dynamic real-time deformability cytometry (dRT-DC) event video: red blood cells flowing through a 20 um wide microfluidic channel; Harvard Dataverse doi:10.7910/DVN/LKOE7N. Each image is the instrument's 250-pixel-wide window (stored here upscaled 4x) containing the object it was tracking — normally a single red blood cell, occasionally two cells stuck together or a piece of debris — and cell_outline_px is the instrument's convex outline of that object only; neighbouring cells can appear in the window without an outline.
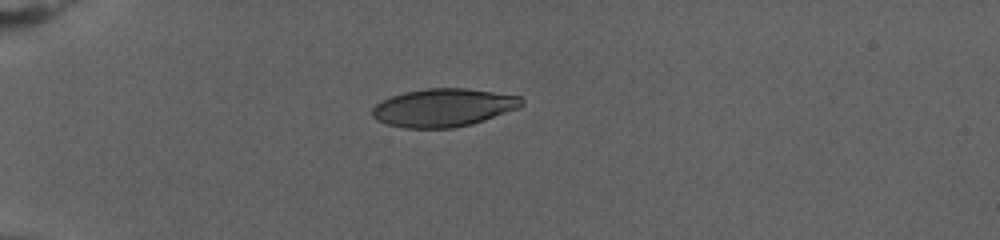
{"species": "human", "species_latin": "Homo sapiens", "temperature_condition": "warm", "stored_images_in_passage": 57, "camera_frame_rate_fps": 3000, "um_per_image_px": 0.085, "donor": {"sex": "female"}, "frame": {"image": 1, "passage_image": 1, "time_ms": 0.0, "image_size_px": [1000, 240], "cell_outline_px": [[524, 104], [520, 108], [472, 124], [452, 128], [404, 128], [388, 124], [376, 120], [372, 116], [372, 108], [380, 100], [404, 92], [428, 88], [464, 88], [520, 96], [524, 100]], "centroid_in_image_um": [37.69, 9.15], "position_along_channel_um": 47.3, "area_um2": 33.23}}
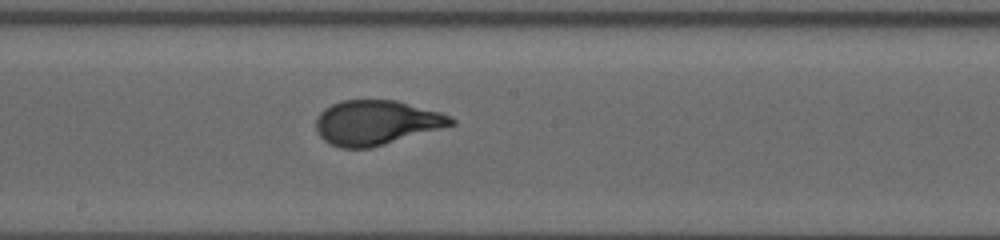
{"frame": {"image": 2, "passage_image": 24, "time_ms": 7.667, "image_size_px": [1000, 240], "cell_outline_px": [[456, 124], [372, 148], [340, 148], [324, 140], [316, 132], [316, 120], [320, 112], [324, 108], [332, 104], [344, 100], [396, 100], [440, 112], [452, 116], [456, 120]], "centroid_in_image_um": [31.99, 10.42], "position_along_channel_um": 216.2, "area_um2": 35.2}}
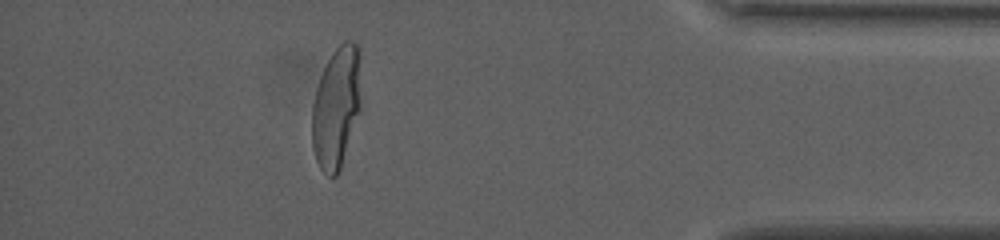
{"frame": {"image": 3, "passage_image": 49, "time_ms": 16.0, "image_size_px": [1000, 240], "cell_outline_px": [[360, 108], [340, 168], [336, 176], [328, 176], [320, 168], [316, 160], [312, 148], [312, 108], [316, 88], [320, 76], [332, 52], [344, 40], [352, 40], [360, 48]], "centroid_in_image_um": [28.58, 9.07], "position_along_channel_um": 406.6, "area_um2": 34.62}, "authors_computed_cell_mechanics": {"area_um2": 34.9112, "velocity_mm_per_s": 2.6943, "shape_relaxation_time_tau1_ms": 5.7741, "shape_relaxation_time_tau2_ms": null, "deformation_change_tau1": 0.2305, "deformation_change_tau2": null}}